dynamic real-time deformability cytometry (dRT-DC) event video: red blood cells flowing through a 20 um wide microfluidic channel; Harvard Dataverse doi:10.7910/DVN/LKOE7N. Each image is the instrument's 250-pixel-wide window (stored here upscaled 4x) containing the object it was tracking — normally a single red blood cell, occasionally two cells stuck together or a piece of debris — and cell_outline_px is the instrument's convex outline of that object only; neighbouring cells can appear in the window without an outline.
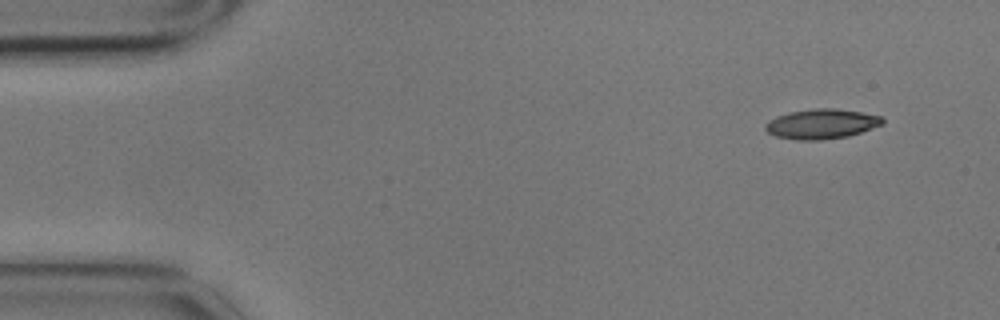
{"species": "common noctule bat (a hibernating species)", "species_latin": "Nyctalus noctula", "temperature_condition": "cold", "stored_images_in_passage": 4, "camera_frame_rate_fps": 3000, "um_per_image_px": 0.085, "animal": {"sex": "male", "body_mass_g": 17.9}, "frame": {"image": 1, "passage_image": 1, "time_ms": 0.0, "image_size_px": [1000, 320], "cell_outline_px": [[884, 124], [848, 136], [820, 140], [796, 140], [776, 136], [768, 132], [764, 128], [764, 124], [768, 120], [776, 116], [788, 112], [812, 108], [836, 108], [884, 116]], "centroid_in_image_um": [69.82, 10.52], "position_along_channel_um": 15.2, "area_um2": 20.58}}
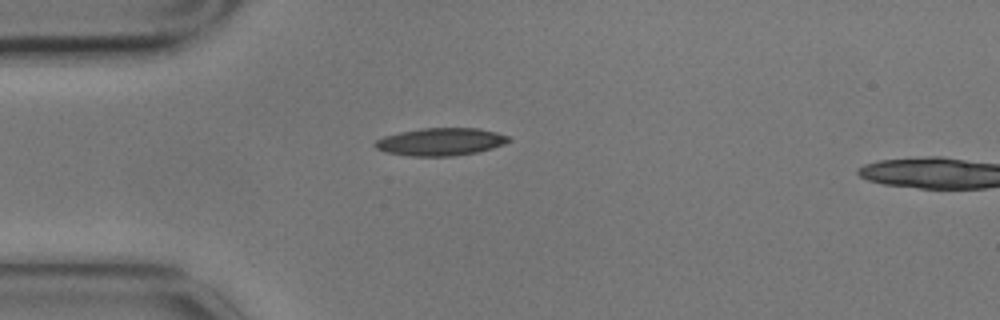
{"frame": {"image": 2, "passage_image": 3, "time_ms": 0.667, "image_size_px": [1000, 320], "cell_outline_px": [[512, 140], [504, 144], [492, 148], [476, 152], [452, 156], [408, 156], [384, 152], [376, 148], [372, 144], [376, 140], [384, 136], [400, 132], [420, 128], [480, 128], [496, 132], [508, 136]], "centroid_in_image_um": [37.43, 12.05], "position_along_channel_um": 47.6, "area_um2": 21.62}}